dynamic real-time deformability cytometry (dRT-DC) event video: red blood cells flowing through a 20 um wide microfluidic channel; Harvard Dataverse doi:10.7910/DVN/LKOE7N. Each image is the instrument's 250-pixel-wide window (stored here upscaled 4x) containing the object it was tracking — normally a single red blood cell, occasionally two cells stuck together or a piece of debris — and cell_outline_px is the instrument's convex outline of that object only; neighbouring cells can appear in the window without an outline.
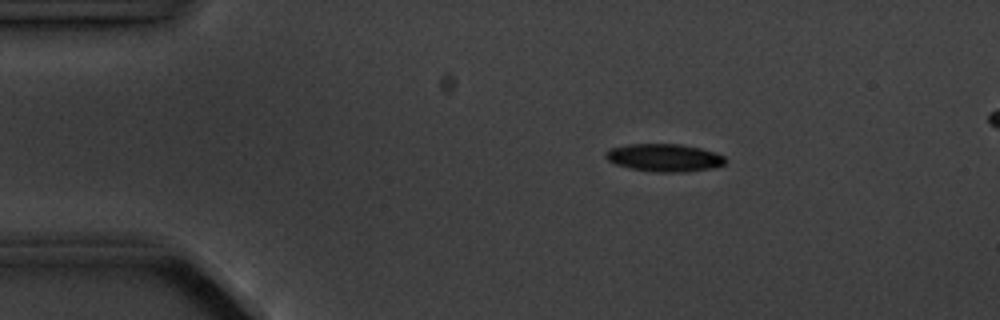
{"species": "common noctule bat (a hibernating species)", "species_latin": "Nyctalus noctula", "temperature_condition": "cold", "stored_images_in_passage": 5, "segment_of_instrument_passage": [1, 2], "camera_frame_rate_fps": 3000, "um_per_image_px": 0.085, "animal": {"sex": "male", "body_mass_g": 20.1, "forearm_length_mm": 53.5}, "frame": {"image": 1, "passage_image": 3, "time_ms": 2.333, "image_size_px": [1000, 320], "cell_outline_px": [[724, 164], [708, 168], [688, 172], [656, 172], [628, 168], [616, 164], [608, 160], [604, 156], [604, 152], [608, 148], [628, 144], [680, 144], [700, 148], [724, 156]], "centroid_in_image_um": [56.38, 13.4], "position_along_channel_um": 28.6, "area_um2": 19.25}}